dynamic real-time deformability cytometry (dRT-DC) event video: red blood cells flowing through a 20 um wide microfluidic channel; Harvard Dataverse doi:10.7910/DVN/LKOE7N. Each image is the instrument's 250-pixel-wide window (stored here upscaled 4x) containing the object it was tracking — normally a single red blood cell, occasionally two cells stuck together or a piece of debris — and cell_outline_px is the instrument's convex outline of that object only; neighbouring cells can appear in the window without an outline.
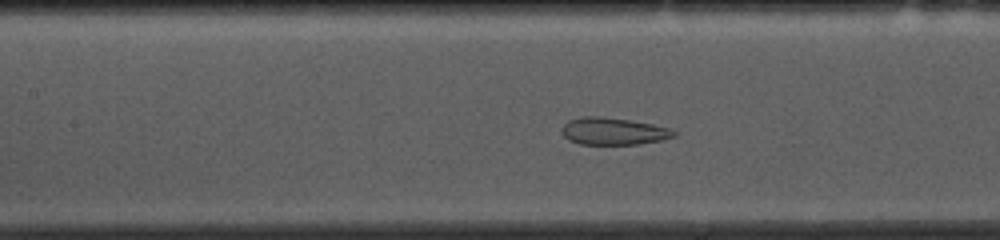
{"species": "common noctule bat (a hibernating species)", "species_latin": "Nyctalus noctula", "temperature_condition": "cold", "stored_images_in_passage": 44, "camera_frame_rate_fps": 3000, "um_per_image_px": 0.085, "animal": {"sex": "female", "body_mass_g": 10.0, "forearm_length_mm": 53.1}, "frame": {"image": 1, "passage_image": 13, "time_ms": 4.0, "image_size_px": [1000, 240], "cell_outline_px": [[676, 136], [660, 140], [636, 144], [580, 144], [568, 140], [564, 136], [564, 124], [568, 120], [584, 116], [600, 116], [628, 120], [652, 124], [668, 128], [676, 132]], "centroid_in_image_um": [52.13, 11.15], "position_along_channel_um": 155.3, "area_um2": 17.46}}
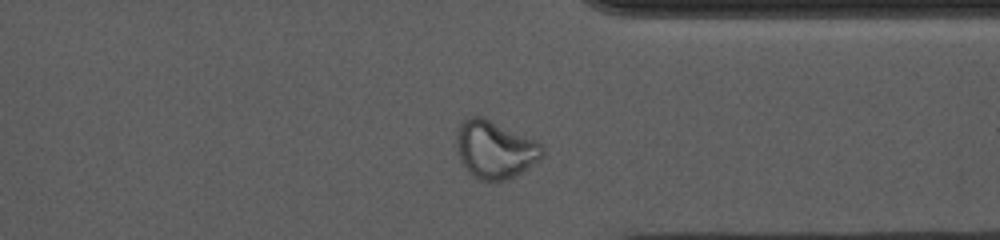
{"frame": {"image": 2, "passage_image": 31, "time_ms": 10.0, "image_size_px": [1000, 240], "cell_outline_px": [[544, 156], [520, 172], [504, 180], [480, 180], [472, 176], [468, 172], [460, 160], [456, 148], [456, 132], [460, 124], [468, 116], [480, 116], [536, 140], [544, 144]], "centroid_in_image_um": [42.05, 12.7], "position_along_channel_um": 369.4, "area_um2": 28.67}}
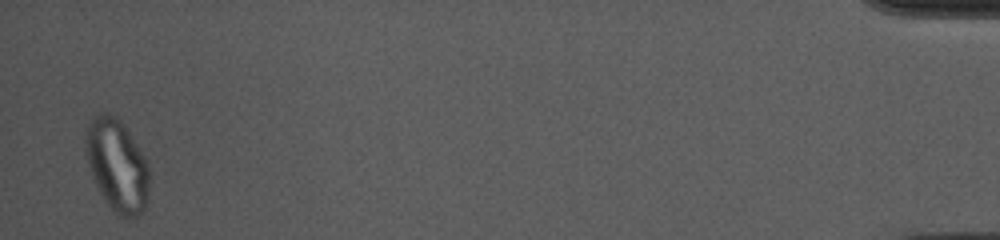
{"frame": {"image": 3, "passage_image": 43, "time_ms": 14.0, "image_size_px": [1000, 240], "cell_outline_px": [[148, 200], [144, 212], [136, 216], [124, 220], [108, 204], [100, 192], [92, 176], [84, 152], [84, 132], [92, 116], [100, 112], [108, 112], [116, 116], [120, 120], [144, 156], [148, 164]], "centroid_in_image_um": [9.92, 14.03], "position_along_channel_um": 425.3, "area_um2": 34.51}, "authors_computed_cell_mechanics": {"area_um2": 21.7617, "velocity_mm_per_s": 3.6262, "shape_relaxation_time_tau1_ms": null, "shape_relaxation_time_tau2_ms": 0.9581, "deformation_change_tau1": null, "deformation_change_tau2": 0.0828}}